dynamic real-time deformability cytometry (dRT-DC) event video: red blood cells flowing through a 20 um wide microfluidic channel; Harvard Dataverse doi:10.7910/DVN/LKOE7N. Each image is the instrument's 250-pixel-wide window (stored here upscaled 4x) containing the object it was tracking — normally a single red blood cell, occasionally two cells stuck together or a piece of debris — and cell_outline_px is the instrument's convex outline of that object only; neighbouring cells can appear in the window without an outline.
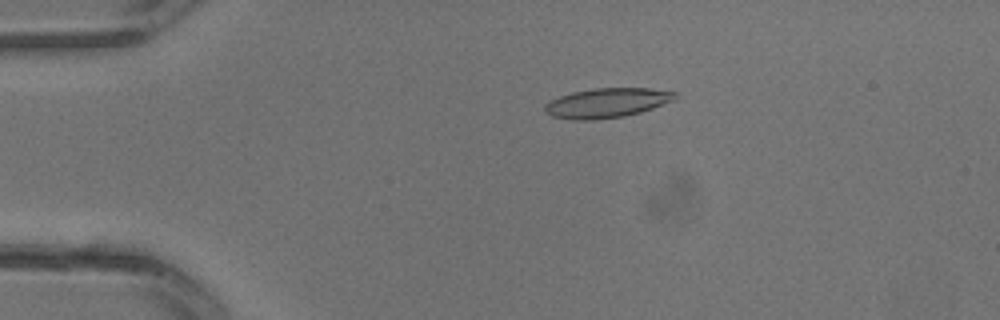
{"species": "common noctule bat (a hibernating species)", "species_latin": "Nyctalus noctula", "temperature_condition": "warm", "stored_images_in_passage": 17, "camera_frame_rate_fps": 3000, "um_per_image_px": 0.085, "animal": {"sex": "male", "body_mass_g": 13.3}, "frame": {"image": 1, "passage_image": 7, "time_ms": 2.0, "image_size_px": [1000, 320], "cell_outline_px": [[676, 96], [672, 100], [652, 108], [640, 112], [624, 116], [592, 120], [572, 120], [552, 116], [544, 112], [544, 104], [560, 96], [572, 92], [592, 88], [648, 88], [676, 92]], "centroid_in_image_um": [51.53, 8.75], "position_along_channel_um": 33.5, "area_um2": 22.31}}
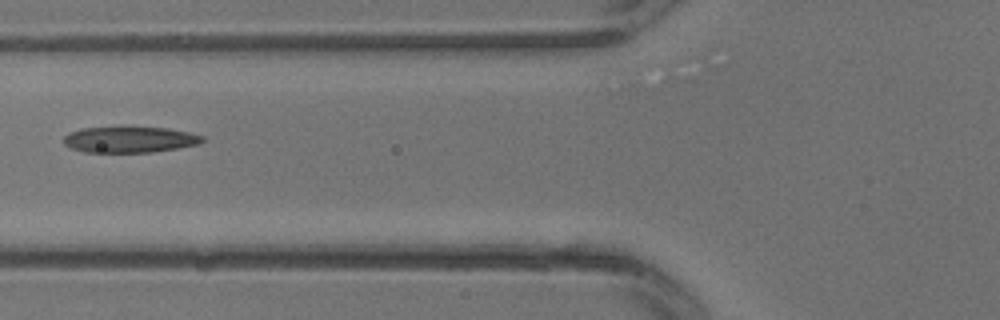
{"frame": {"image": 2, "passage_image": 13, "time_ms": 4.0, "image_size_px": [1000, 320], "cell_outline_px": [[204, 140], [200, 144], [152, 152], [84, 152], [72, 148], [64, 144], [64, 136], [68, 132], [80, 128], [120, 124], [128, 124], [168, 128], [188, 132], [204, 136]], "centroid_in_image_um": [10.99, 11.8], "position_along_channel_um": 114.8, "area_um2": 22.14}}
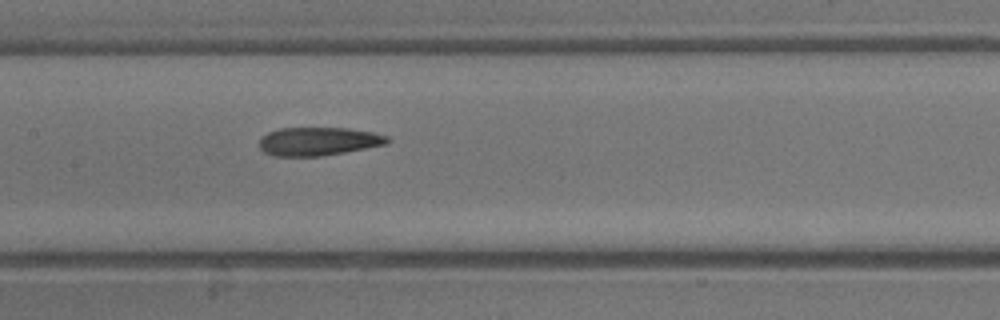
{"frame": {"image": 3, "passage_image": 16, "time_ms": 5.0, "image_size_px": [1000, 320], "cell_outline_px": [[392, 140], [388, 144], [324, 156], [276, 156], [264, 152], [260, 148], [260, 140], [268, 132], [280, 128], [348, 128], [372, 132], [388, 136]], "centroid_in_image_um": [27.11, 12.02], "position_along_channel_um": 180.3, "area_um2": 21.21}}